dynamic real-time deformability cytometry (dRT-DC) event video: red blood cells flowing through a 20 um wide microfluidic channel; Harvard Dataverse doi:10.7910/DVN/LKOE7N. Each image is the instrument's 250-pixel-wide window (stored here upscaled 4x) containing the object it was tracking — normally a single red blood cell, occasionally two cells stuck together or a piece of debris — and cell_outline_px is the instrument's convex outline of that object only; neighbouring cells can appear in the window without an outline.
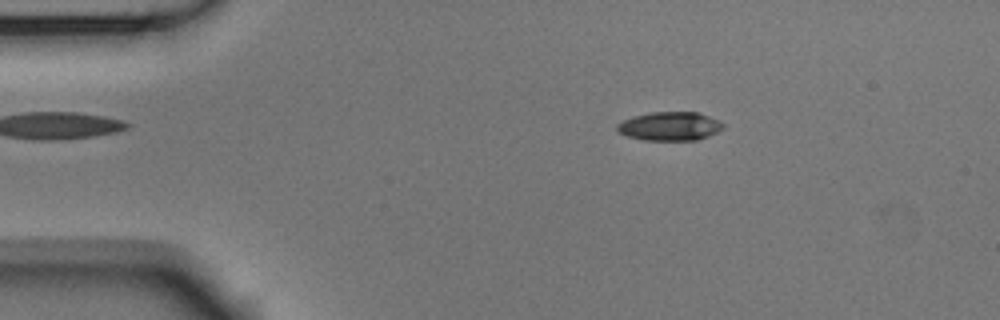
{"species": "Egyptian fruit bat (a non-hibernating species)", "species_latin": "Rousettus aegyptiacus", "temperature_condition": "room temperature", "stored_images_in_passage": 6, "camera_frame_rate_fps": 3000, "um_per_image_px": 0.085, "animal": {"sex": "male"}, "frame": {"image": 1, "passage_image": 3, "time_ms": 0.667, "image_size_px": [1000, 320], "cell_outline_px": [[724, 128], [708, 136], [696, 140], [644, 140], [628, 136], [616, 132], [616, 124], [632, 116], [652, 112], [696, 112], [708, 116], [724, 124]], "centroid_in_image_um": [56.89, 10.73], "position_along_channel_um": 28.1, "area_um2": 17.69}}
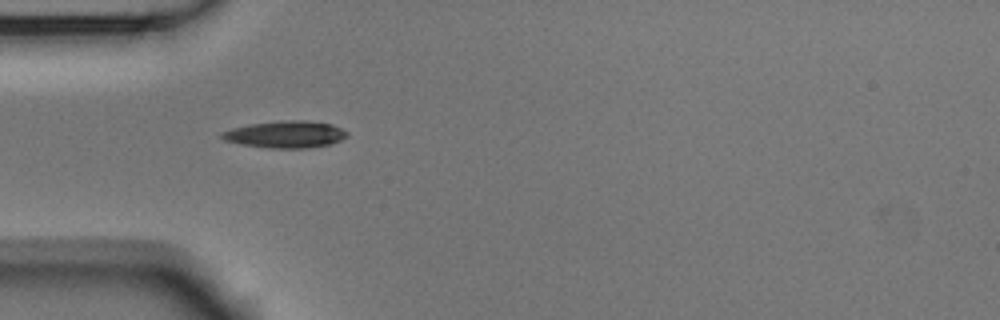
{"frame": {"image": 2, "passage_image": 5, "time_ms": 1.333, "image_size_px": [1000, 320], "cell_outline_px": [[348, 136], [332, 144], [308, 148], [268, 148], [244, 144], [224, 140], [220, 136], [220, 132], [232, 128], [248, 124], [280, 120], [308, 120], [332, 124], [348, 132]], "centroid_in_image_um": [24.28, 11.41], "position_along_channel_um": 60.7, "area_um2": 19.83}}
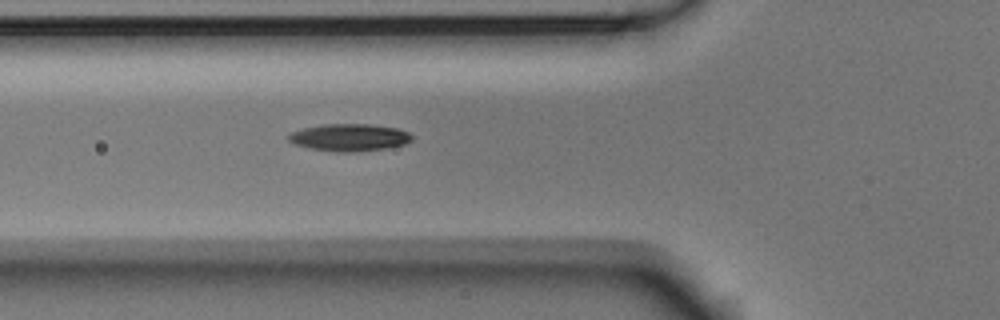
{"frame": {"image": 3, "passage_image": 6, "time_ms": 1.667, "image_size_px": [1000, 320], "cell_outline_px": [[412, 140], [404, 144], [384, 148], [360, 152], [336, 152], [308, 148], [296, 144], [288, 140], [288, 136], [292, 132], [304, 128], [324, 124], [368, 124], [396, 128], [408, 132], [412, 136]], "centroid_in_image_um": [29.69, 11.69], "position_along_channel_um": 96.1, "area_um2": 19.48}}